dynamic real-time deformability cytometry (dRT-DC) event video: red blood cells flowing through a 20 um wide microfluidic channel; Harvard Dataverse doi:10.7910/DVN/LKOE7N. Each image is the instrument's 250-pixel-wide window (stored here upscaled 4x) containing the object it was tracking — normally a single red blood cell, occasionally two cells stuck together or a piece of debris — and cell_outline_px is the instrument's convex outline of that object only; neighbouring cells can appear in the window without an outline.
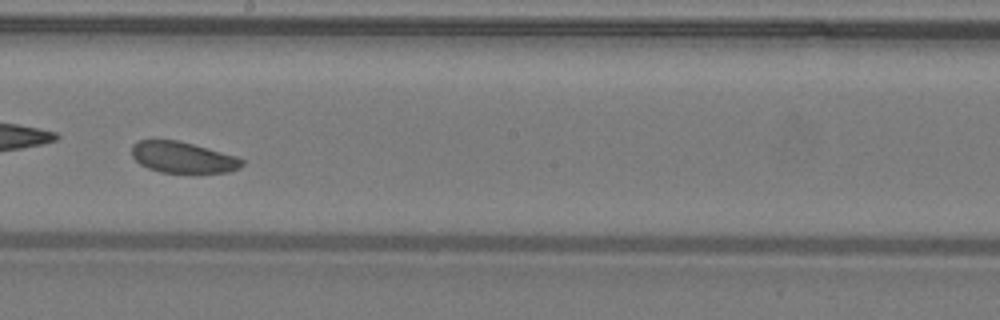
{"species": "common noctule bat (a hibernating species)", "species_latin": "Nyctalus noctula", "temperature_condition": "warm", "stored_images_in_passage": 50, "camera_frame_rate_fps": 3000, "um_per_image_px": 0.085, "animal": {"sex": "male", "body_mass_g": 19.2, "forearm_length_mm": 51.8}, "frame": {"image": 1, "passage_image": 29, "time_ms": 9.333, "image_size_px": [1000, 320], "cell_outline_px": [[244, 164], [240, 168], [228, 172], [160, 172], [148, 168], [140, 164], [132, 156], [132, 144], [140, 140], [176, 140], [192, 144], [236, 156], [244, 160]], "centroid_in_image_um": [15.53, 13.38], "position_along_channel_um": 232.7, "area_um2": 19.77}, "authors_computed_cell_mechanics": {"area_um2": 22.1085, "velocity_mm_per_s": 4.2008, "shape_relaxation_time_tau1_ms": 2.894, "shape_relaxation_time_tau2_ms": 4.3249, "deformation_change_tau1": 0.0605, "deformation_change_tau2": 0.089}}